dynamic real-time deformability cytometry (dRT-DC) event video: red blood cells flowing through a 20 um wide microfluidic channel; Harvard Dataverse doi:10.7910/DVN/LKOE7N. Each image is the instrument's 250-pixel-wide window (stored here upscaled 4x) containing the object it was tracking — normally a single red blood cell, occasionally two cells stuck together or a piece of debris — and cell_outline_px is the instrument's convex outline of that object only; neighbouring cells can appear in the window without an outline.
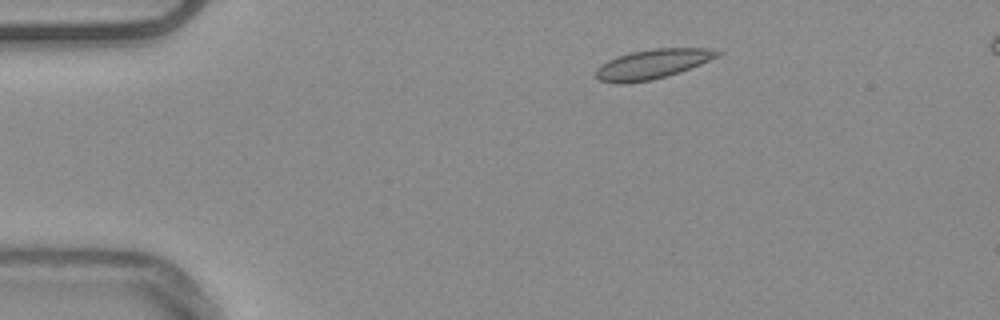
{"species": "common noctule bat (a hibernating species)", "species_latin": "Nyctalus noctula", "temperature_condition": "warm", "stored_images_in_passage": 45, "camera_frame_rate_fps": 3000, "um_per_image_px": 0.085, "animal": {"sex": "male", "body_mass_g": 20.4}, "frame": {"image": 1, "passage_image": 1, "time_ms": 0.0, "image_size_px": [1000, 320], "cell_outline_px": [[724, 52], [720, 56], [680, 72], [652, 80], [624, 84], [620, 84], [600, 80], [596, 76], [596, 68], [600, 64], [616, 56], [632, 52], [656, 48], [708, 48]], "centroid_in_image_um": [55.47, 5.44], "position_along_channel_um": 29.5, "area_um2": 20.98}}
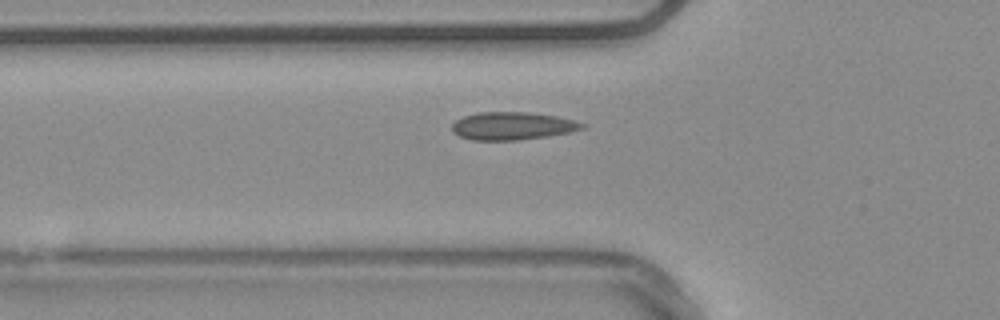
{"frame": {"image": 2, "passage_image": 10, "time_ms": 3.0, "image_size_px": [1000, 320], "cell_outline_px": [[588, 124], [584, 128], [568, 132], [544, 136], [516, 140], [472, 140], [460, 136], [452, 132], [452, 124], [456, 120], [464, 116], [480, 112], [528, 112], [556, 116]], "centroid_in_image_um": [43.53, 10.7], "position_along_channel_um": 82.3, "area_um2": 20.87}}
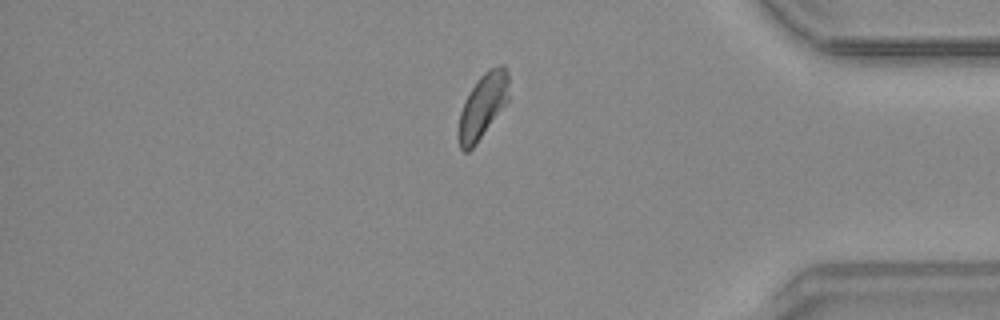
{"frame": {"image": 3, "passage_image": 37, "time_ms": 12.0, "image_size_px": [1000, 320], "cell_outline_px": [[508, 104], [476, 144], [468, 152], [464, 152], [460, 148], [456, 136], [456, 132], [460, 112], [472, 88], [480, 76], [488, 68], [500, 64], [504, 64], [508, 72]], "centroid_in_image_um": [41.03, 9.04], "position_along_channel_um": 394.2, "area_um2": 19.42}, "authors_computed_cell_mechanics": {"area_um2": 19.7098, "velocity_mm_per_s": 3.7368, "shape_relaxation_time_tau1_ms": 11.3242, "shape_relaxation_time_tau2_ms": 0.3936, "deformation_change_tau1": 0.1652, "deformation_change_tau2": 0.0296}}